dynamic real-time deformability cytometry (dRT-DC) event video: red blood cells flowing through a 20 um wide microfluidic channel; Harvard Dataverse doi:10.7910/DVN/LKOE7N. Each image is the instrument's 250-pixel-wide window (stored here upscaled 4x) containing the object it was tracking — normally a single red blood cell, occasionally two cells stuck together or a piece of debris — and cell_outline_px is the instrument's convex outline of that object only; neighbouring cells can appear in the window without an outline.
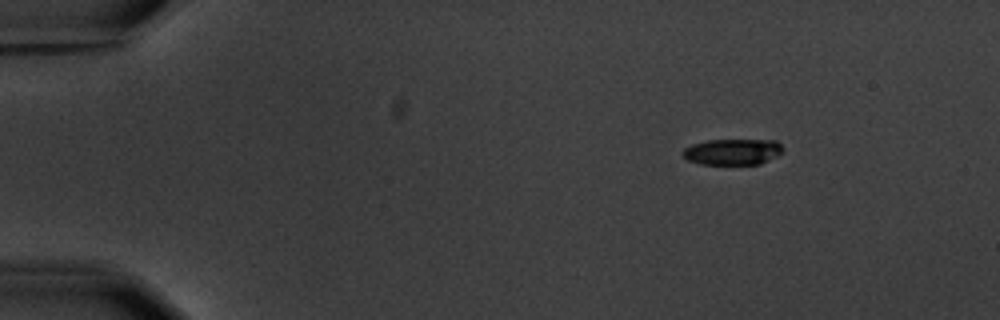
{"species": "common noctule bat (a hibernating species)", "species_latin": "Nyctalus noctula", "temperature_condition": "warm", "stored_images_in_passage": 4, "camera_frame_rate_fps": 3000, "um_per_image_px": 0.085, "animal": {"sex": "male", "body_mass_g": 20.1, "forearm_length_mm": 53.5}, "frame": {"image": 1, "passage_image": 1, "time_ms": 0.0, "image_size_px": [1000, 320], "cell_outline_px": [[784, 152], [760, 164], [700, 164], [688, 160], [680, 152], [684, 148], [692, 144], [708, 140], [776, 140], [784, 148]], "centroid_in_image_um": [62.28, 12.9], "position_along_channel_um": 22.7, "area_um2": 15.26}}
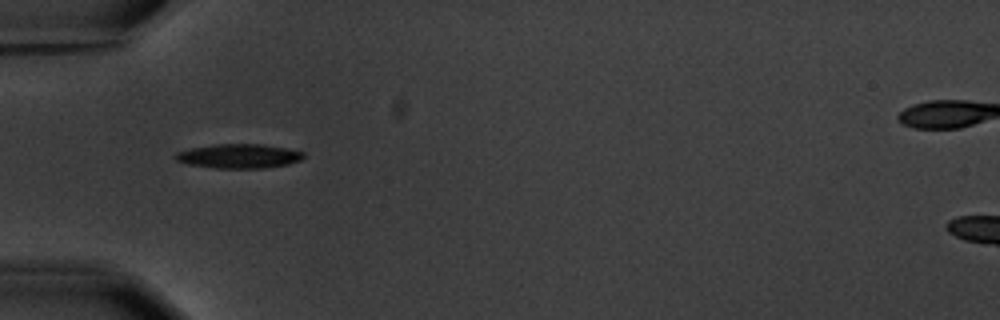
{"frame": {"image": 2, "passage_image": 4, "time_ms": 3.667, "image_size_px": [1000, 320], "cell_outline_px": [[304, 156], [300, 160], [288, 164], [264, 168], [216, 168], [188, 164], [176, 160], [172, 156], [176, 152], [192, 148], [216, 144], [260, 144], [284, 148], [304, 152]], "centroid_in_image_um": [20.27, 13.27], "position_along_channel_um": 64.7, "area_um2": 17.98}}